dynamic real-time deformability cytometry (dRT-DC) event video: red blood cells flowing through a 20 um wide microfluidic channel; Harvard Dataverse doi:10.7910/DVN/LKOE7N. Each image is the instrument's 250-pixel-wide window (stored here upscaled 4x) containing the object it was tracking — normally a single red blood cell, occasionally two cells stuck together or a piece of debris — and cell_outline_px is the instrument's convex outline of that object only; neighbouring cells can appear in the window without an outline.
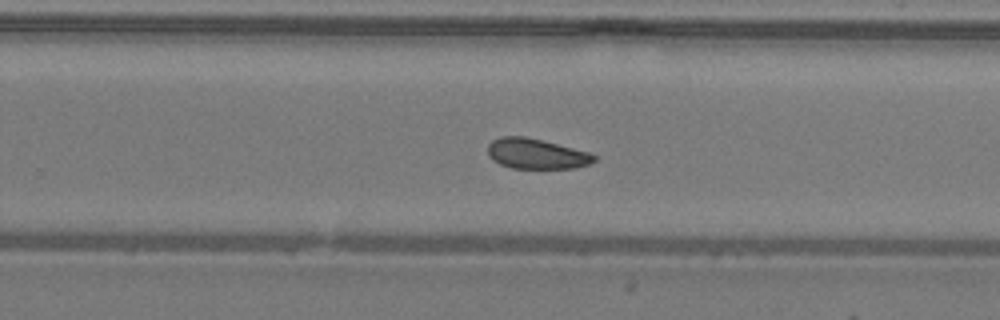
{"species": "common noctule bat (a hibernating species)", "species_latin": "Nyctalus noctula", "temperature_condition": "warm", "stored_images_in_passage": 22, "camera_frame_rate_fps": 3000, "um_per_image_px": 0.085, "animal": {"sex": "male", "body_mass_g": 19.2, "forearm_length_mm": 51.8}, "frame": {"image": 1, "passage_image": 15, "time_ms": 4.667, "image_size_px": [1000, 320], "cell_outline_px": [[596, 160], [592, 164], [576, 168], [512, 168], [500, 164], [492, 160], [488, 156], [488, 144], [492, 140], [500, 136], [524, 136], [588, 152], [596, 156]], "centroid_in_image_um": [45.57, 13.08], "position_along_channel_um": 284.2, "area_um2": 18.73}}